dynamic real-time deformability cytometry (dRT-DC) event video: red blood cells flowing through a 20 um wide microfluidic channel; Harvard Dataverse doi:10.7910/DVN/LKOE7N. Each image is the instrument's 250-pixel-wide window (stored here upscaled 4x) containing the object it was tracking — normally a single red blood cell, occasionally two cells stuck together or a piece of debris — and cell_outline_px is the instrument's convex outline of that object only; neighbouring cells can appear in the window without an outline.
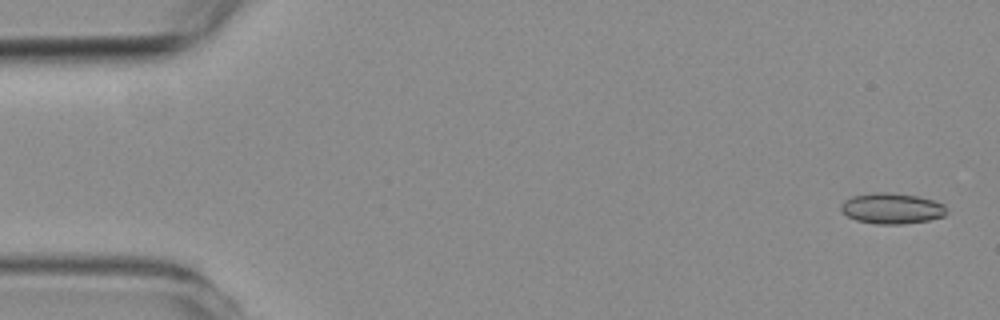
{"species": "common noctule bat (a hibernating species)", "species_latin": "Nyctalus noctula", "temperature_condition": "room temperature", "stored_images_in_passage": 5, "camera_frame_rate_fps": 3000, "um_per_image_px": 0.085, "animal": {"sex": "female", "body_mass_g": 19.3, "forearm_length_mm": 54.1}, "frame": {"image": 1, "passage_image": 1, "time_ms": 0.0, "image_size_px": [1000, 320], "cell_outline_px": [[948, 212], [944, 216], [928, 220], [904, 224], [876, 224], [856, 220], [848, 216], [840, 208], [840, 204], [844, 200], [852, 196], [876, 192], [892, 192], [916, 196], [932, 200], [944, 204]], "centroid_in_image_um": [75.81, 17.71], "position_along_channel_um": 9.2, "area_um2": 18.96}}
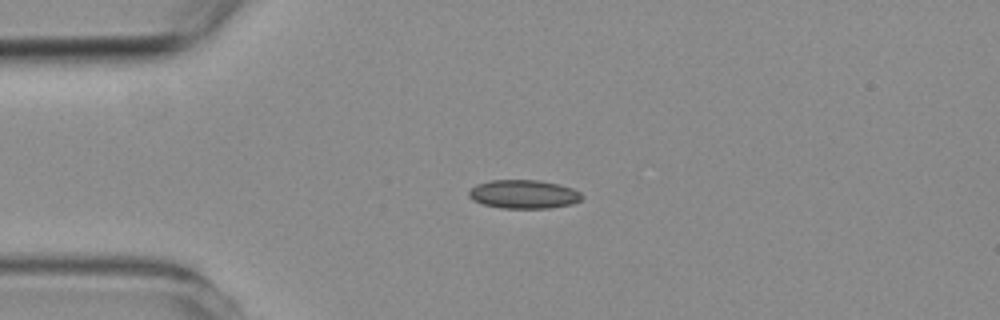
{"frame": {"image": 2, "passage_image": 4, "time_ms": 3.667, "image_size_px": [1000, 320], "cell_outline_px": [[584, 196], [580, 200], [572, 204], [548, 208], [504, 208], [484, 204], [472, 200], [468, 196], [468, 192], [476, 184], [488, 180], [540, 180], [560, 184], [572, 188], [580, 192]], "centroid_in_image_um": [44.52, 16.5], "position_along_channel_um": 40.5, "area_um2": 18.96}}